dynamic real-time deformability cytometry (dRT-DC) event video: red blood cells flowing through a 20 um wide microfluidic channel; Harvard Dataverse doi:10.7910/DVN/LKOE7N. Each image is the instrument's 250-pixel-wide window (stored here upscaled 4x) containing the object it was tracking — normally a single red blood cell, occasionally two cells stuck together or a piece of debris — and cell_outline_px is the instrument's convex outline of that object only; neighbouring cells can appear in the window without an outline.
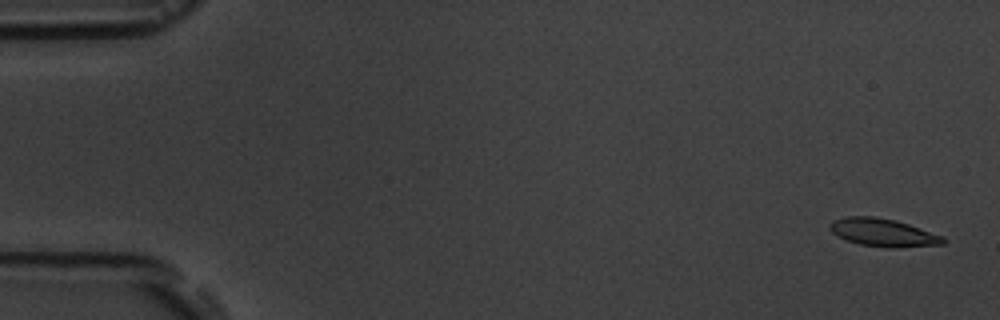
{"species": "common noctule bat (a hibernating species)", "species_latin": "Nyctalus noctula", "temperature_condition": "room temperature", "stored_images_in_passage": 10, "camera_frame_rate_fps": 3000, "um_per_image_px": 0.085, "animal": {"sex": "male", "body_mass_g": 19.5, "forearm_length_mm": 54.6}, "frame": {"image": 1, "passage_image": 1, "time_ms": 0.0, "image_size_px": [1000, 320], "cell_outline_px": [[944, 244], [896, 248], [884, 248], [860, 244], [844, 240], [832, 232], [828, 228], [832, 220], [848, 216], [876, 216], [896, 220], [944, 236]], "centroid_in_image_um": [75.04, 19.77], "position_along_channel_um": 10.0, "area_um2": 18.61}}
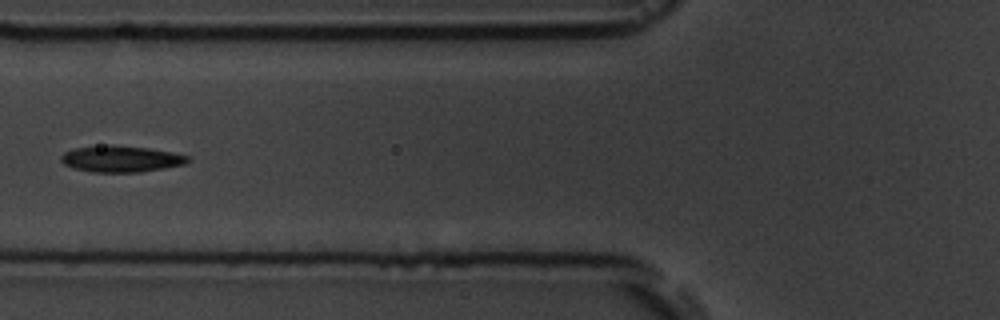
{"frame": {"image": 2, "passage_image": 7, "time_ms": 6.667, "image_size_px": [1000, 320], "cell_outline_px": [[192, 160], [184, 164], [164, 168], [140, 172], [92, 172], [72, 168], [64, 164], [60, 160], [60, 156], [64, 152], [72, 148], [108, 144], [112, 144], [148, 148], [172, 152], [188, 156]], "centroid_in_image_um": [10.25, 13.49], "position_along_channel_um": 115.6, "area_um2": 19.71}}
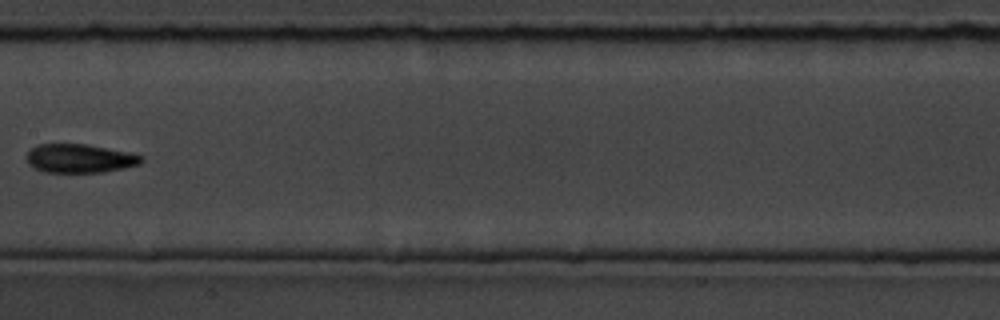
{"frame": {"image": 3, "passage_image": 9, "time_ms": 9.0, "image_size_px": [1000, 320], "cell_outline_px": [[144, 160], [140, 164], [104, 172], [44, 172], [28, 164], [28, 152], [32, 148], [40, 144], [88, 144], [128, 152], [144, 156]], "centroid_in_image_um": [6.81, 13.46], "position_along_channel_um": 200.6, "area_um2": 19.07}}